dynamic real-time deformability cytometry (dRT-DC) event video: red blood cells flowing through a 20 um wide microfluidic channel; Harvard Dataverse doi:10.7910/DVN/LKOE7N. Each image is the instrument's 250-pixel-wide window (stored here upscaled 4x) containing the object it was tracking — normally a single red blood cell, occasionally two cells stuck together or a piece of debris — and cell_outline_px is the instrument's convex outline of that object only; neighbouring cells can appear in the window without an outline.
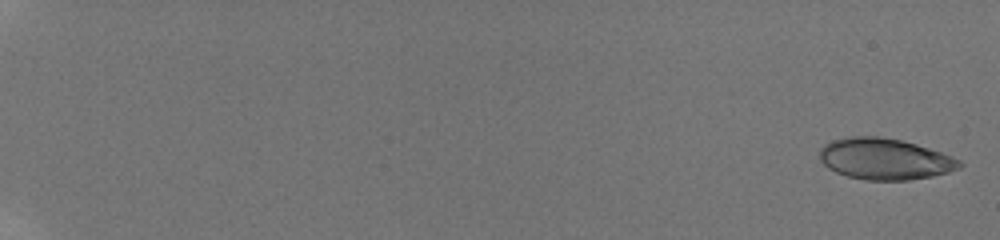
{"species": "human", "species_latin": "Homo sapiens", "temperature_condition": "room temperature", "stored_images_in_passage": 12, "camera_frame_rate_fps": 3000, "um_per_image_px": 0.085, "donor": {"sex": "male"}, "frame": {"image": 1, "passage_image": 1, "time_ms": 0.0, "image_size_px": [1000, 240], "cell_outline_px": [[964, 164], [960, 168], [948, 172], [932, 176], [908, 180], [864, 180], [848, 176], [836, 172], [828, 168], [820, 160], [820, 148], [824, 144], [832, 140], [848, 136], [880, 136], [900, 140], [916, 144], [952, 156], [960, 160]], "centroid_in_image_um": [75.2, 13.51], "position_along_channel_um": 9.8, "area_um2": 33.7}}
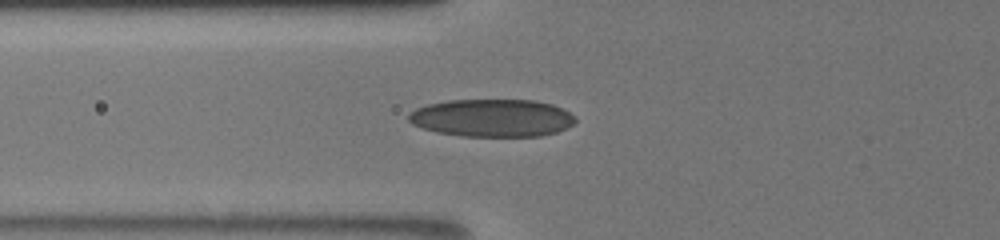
{"frame": {"image": 2, "passage_image": 12, "time_ms": 8.0, "image_size_px": [1000, 240], "cell_outline_px": [[576, 120], [572, 124], [556, 132], [540, 136], [460, 136], [436, 132], [412, 124], [408, 120], [408, 112], [416, 108], [428, 104], [448, 100], [536, 100], [552, 104], [568, 112]], "centroid_in_image_um": [41.78, 10.02], "position_along_channel_um": 84.0, "area_um2": 36.53}}